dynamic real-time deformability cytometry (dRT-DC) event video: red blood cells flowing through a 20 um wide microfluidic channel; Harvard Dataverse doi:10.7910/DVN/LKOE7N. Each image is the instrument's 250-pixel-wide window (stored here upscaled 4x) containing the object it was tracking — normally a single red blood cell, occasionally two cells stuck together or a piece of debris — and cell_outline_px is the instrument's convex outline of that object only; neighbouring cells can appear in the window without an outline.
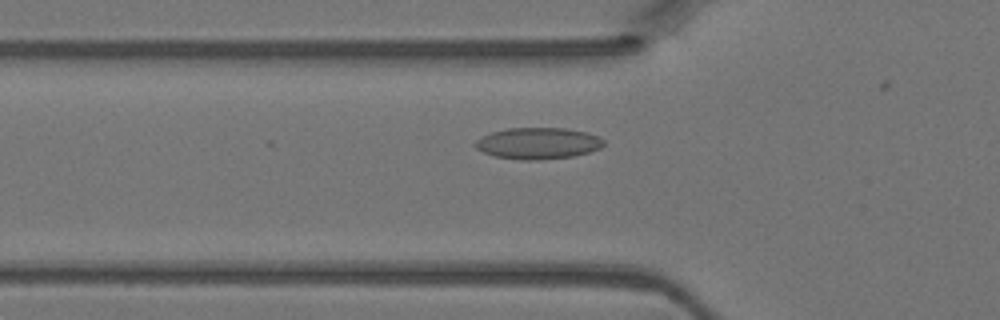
{"species": "Egyptian fruit bat (a non-hibernating species)", "species_latin": "Rousettus aegyptiacus", "temperature_condition": "warm", "stored_images_in_passage": 8, "camera_frame_rate_fps": 3000, "um_per_image_px": 0.085, "animal": {"sex": "female"}, "frame": {"image": 1, "passage_image": 4, "time_ms": 1.0, "image_size_px": [1000, 320], "cell_outline_px": [[604, 144], [600, 148], [588, 152], [572, 156], [536, 160], [520, 160], [496, 156], [484, 152], [476, 148], [472, 144], [476, 140], [492, 132], [508, 128], [564, 128], [588, 132], [600, 136], [604, 140]], "centroid_in_image_um": [45.75, 12.17], "position_along_channel_um": 80.1, "area_um2": 23.47}}
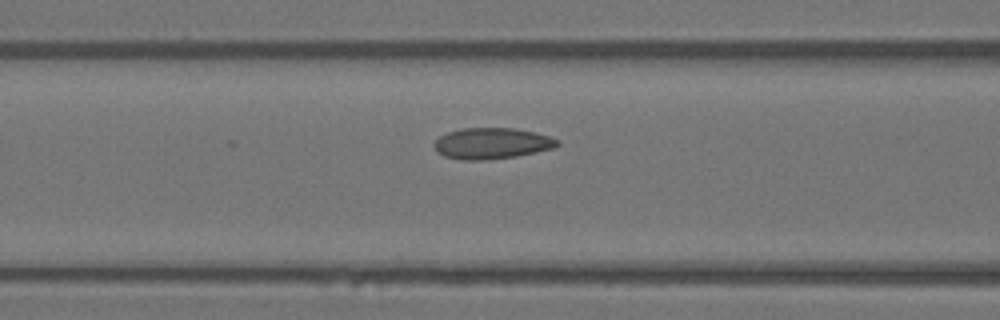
{"frame": {"image": 2, "passage_image": 7, "time_ms": 2.0, "image_size_px": [1000, 320], "cell_outline_px": [[560, 144], [556, 148], [516, 156], [484, 160], [464, 160], [444, 156], [436, 152], [432, 144], [440, 136], [448, 132], [460, 128], [516, 128], [536, 132], [560, 140]], "centroid_in_image_um": [41.81, 12.18], "position_along_channel_um": 124.8, "area_um2": 22.54}}